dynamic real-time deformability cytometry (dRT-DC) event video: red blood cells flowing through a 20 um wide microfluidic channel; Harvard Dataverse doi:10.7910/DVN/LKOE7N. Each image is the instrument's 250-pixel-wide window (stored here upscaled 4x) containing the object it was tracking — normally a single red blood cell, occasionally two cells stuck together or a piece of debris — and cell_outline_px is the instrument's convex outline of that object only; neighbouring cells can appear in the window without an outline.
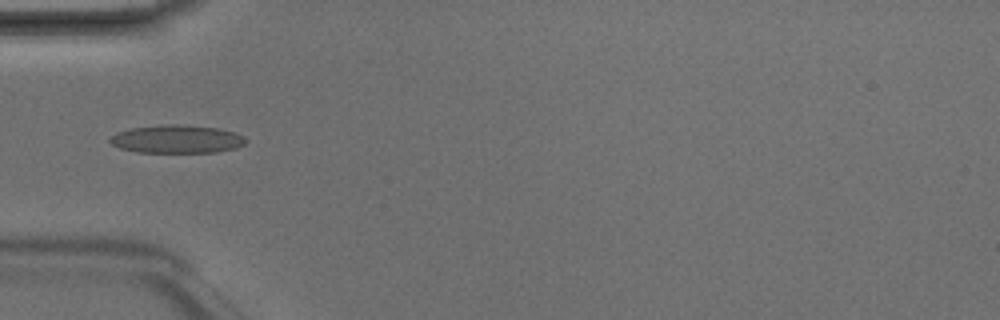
{"species": "Egyptian fruit bat (a non-hibernating species)", "species_latin": "Rousettus aegyptiacus", "temperature_condition": "room temperature", "stored_images_in_passage": 6, "camera_frame_rate_fps": 3000, "um_per_image_px": 0.085, "animal": {"sex": "male"}, "frame": {"image": 1, "passage_image": 5, "time_ms": 1.333, "image_size_px": [1000, 320], "cell_outline_px": [[248, 140], [244, 144], [236, 148], [216, 152], [136, 152], [120, 148], [112, 144], [108, 140], [116, 132], [132, 128], [168, 124], [180, 124], [216, 128], [236, 132], [244, 136]], "centroid_in_image_um": [15.05, 11.82], "position_along_channel_um": 69.9, "area_um2": 22.25}}